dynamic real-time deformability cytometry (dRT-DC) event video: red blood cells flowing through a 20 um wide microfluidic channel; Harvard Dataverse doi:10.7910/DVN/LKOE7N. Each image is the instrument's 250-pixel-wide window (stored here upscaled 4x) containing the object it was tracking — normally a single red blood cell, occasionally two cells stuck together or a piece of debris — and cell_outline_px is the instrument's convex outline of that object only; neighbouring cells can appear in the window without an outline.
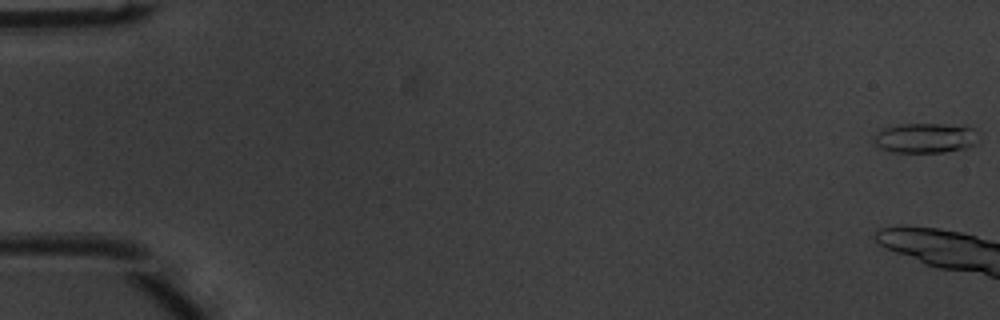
{"species": "common noctule bat (a hibernating species)", "species_latin": "Nyctalus noctula", "temperature_condition": "warm", "stored_images_in_passage": 6, "camera_frame_rate_fps": 3000, "um_per_image_px": 0.085, "animal": {"sex": "male", "body_mass_g": 20.1, "forearm_length_mm": 53.5}, "frame": {"image": 1, "passage_image": 1, "time_ms": 0.0, "image_size_px": [1000, 320], "cell_outline_px": [[980, 132], [976, 144], [968, 148], [944, 152], [892, 152], [880, 148], [872, 140], [876, 132], [884, 128], [900, 124], [964, 124]], "centroid_in_image_um": [78.72, 11.72], "position_along_channel_um": 6.3, "area_um2": 18.73}}